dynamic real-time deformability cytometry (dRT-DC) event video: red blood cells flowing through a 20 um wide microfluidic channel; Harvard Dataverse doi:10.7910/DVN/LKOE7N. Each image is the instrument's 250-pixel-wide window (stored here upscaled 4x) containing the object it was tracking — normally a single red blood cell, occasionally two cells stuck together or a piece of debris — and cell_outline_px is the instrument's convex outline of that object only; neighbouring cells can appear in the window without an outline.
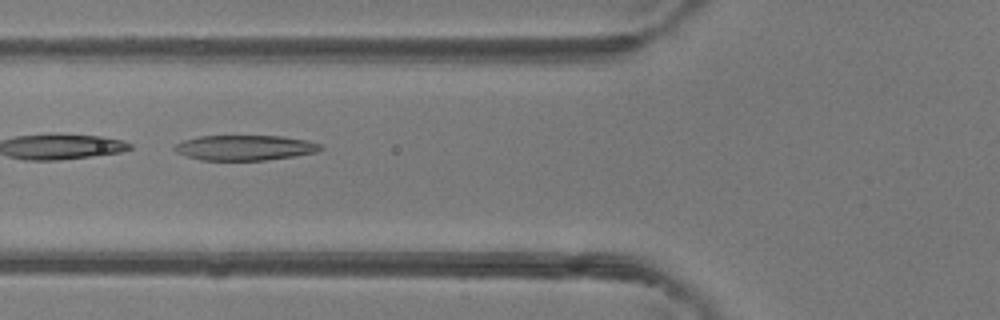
{"species": "common noctule bat (a hibernating species)", "species_latin": "Nyctalus noctula", "temperature_condition": "room temperature", "stored_images_in_passage": 29, "camera_frame_rate_fps": 3000, "um_per_image_px": 0.085, "animal": {"sex": "female"}, "frame": {"image": 1, "passage_image": 17, "time_ms": 5.333, "image_size_px": [1000, 320], "cell_outline_px": [[324, 148], [316, 152], [296, 156], [264, 160], [200, 160], [176, 152], [172, 148], [176, 144], [184, 140], [200, 136], [280, 136], [308, 140], [324, 144]], "centroid_in_image_um": [20.87, 12.55], "position_along_channel_um": 104.9, "area_um2": 21.5}}